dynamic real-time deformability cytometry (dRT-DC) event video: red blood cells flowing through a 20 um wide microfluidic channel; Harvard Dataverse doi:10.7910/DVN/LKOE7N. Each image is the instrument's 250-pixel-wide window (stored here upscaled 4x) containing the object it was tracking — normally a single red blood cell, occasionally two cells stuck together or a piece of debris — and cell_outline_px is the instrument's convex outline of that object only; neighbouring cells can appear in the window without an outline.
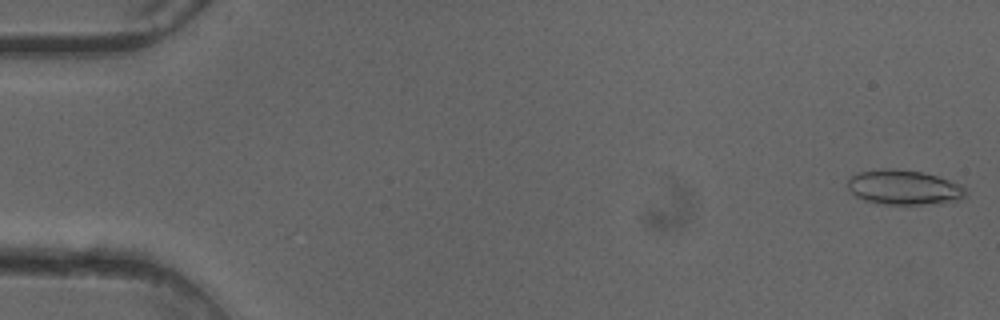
{"species": "common noctule bat (a hibernating species)", "species_latin": "Nyctalus noctula", "temperature_condition": "cold", "stored_images_in_passage": 51, "camera_frame_rate_fps": 3000, "um_per_image_px": 0.085, "animal": {"sex": "female"}, "frame": {"image": 1, "passage_image": 1, "time_ms": 0.0, "image_size_px": [1000, 320], "cell_outline_px": [[968, 192], [964, 196], [952, 200], [920, 204], [884, 204], [864, 200], [856, 196], [848, 188], [848, 176], [856, 172], [880, 168], [892, 168], [920, 172], [936, 176], [964, 184]], "centroid_in_image_um": [76.78, 15.9], "position_along_channel_um": 8.2, "area_um2": 23.81}}
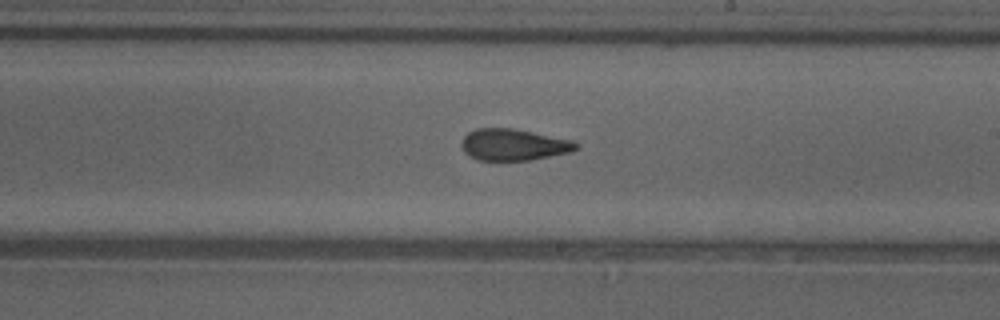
{"frame": {"image": 2, "passage_image": 29, "time_ms": 9.333, "image_size_px": [1000, 320], "cell_outline_px": [[580, 148], [572, 152], [528, 160], [476, 160], [464, 152], [460, 144], [464, 136], [468, 132], [476, 128], [512, 128], [572, 140], [580, 144]], "centroid_in_image_um": [43.66, 12.3], "position_along_channel_um": 245.3, "area_um2": 21.15}}
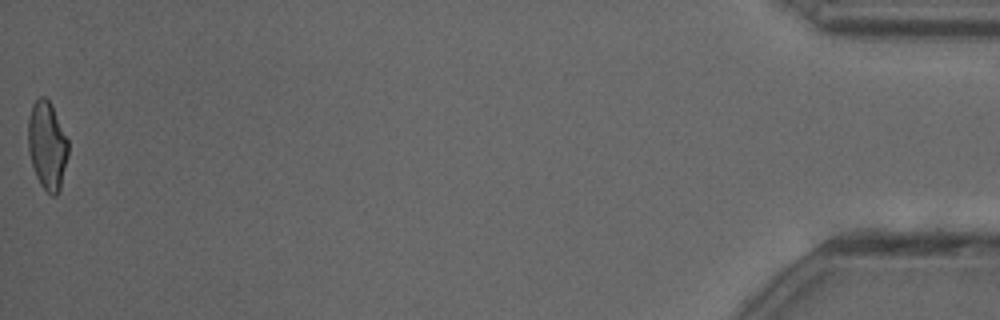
{"frame": {"image": 3, "passage_image": 50, "time_ms": 16.333, "image_size_px": [1000, 320], "cell_outline_px": [[68, 156], [60, 188], [56, 196], [52, 196], [40, 184], [36, 176], [32, 164], [28, 148], [28, 116], [32, 104], [40, 96], [44, 96], [52, 104], [68, 140]], "centroid_in_image_um": [4.01, 12.34], "position_along_channel_um": 431.2, "area_um2": 20.63}}